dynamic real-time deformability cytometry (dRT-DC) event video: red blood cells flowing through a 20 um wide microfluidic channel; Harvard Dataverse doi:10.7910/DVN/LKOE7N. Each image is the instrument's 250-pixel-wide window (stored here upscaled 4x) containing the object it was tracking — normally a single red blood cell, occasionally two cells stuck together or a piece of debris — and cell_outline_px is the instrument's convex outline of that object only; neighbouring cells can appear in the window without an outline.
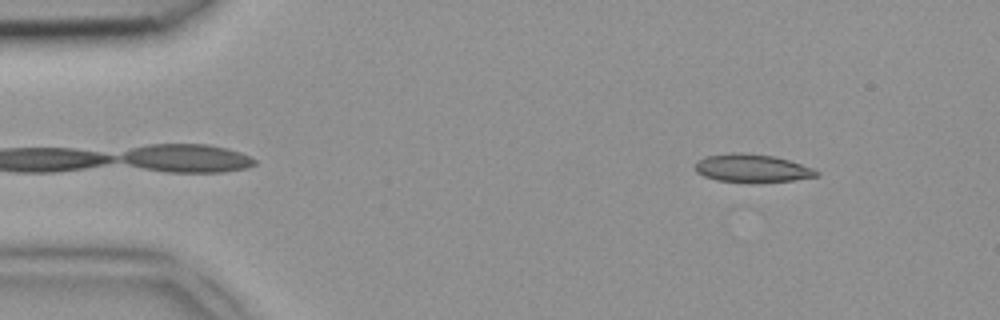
{"species": "common noctule bat (a hibernating species)", "species_latin": "Nyctalus noctula", "temperature_condition": "room temperature", "stored_images_in_passage": 45, "camera_frame_rate_fps": 3000, "um_per_image_px": 0.085, "animal": {"sex": "female", "body_mass_g": 18.4}, "frame": {"image": 1, "passage_image": 4, "time_ms": 1.0, "image_size_px": [1000, 320], "cell_outline_px": [[820, 176], [792, 180], [716, 180], [704, 176], [696, 172], [696, 164], [704, 156], [728, 152], [740, 152], [772, 156], [788, 160], [812, 168], [820, 172]], "centroid_in_image_um": [63.91, 14.25], "position_along_channel_um": 21.1, "area_um2": 19.07}}
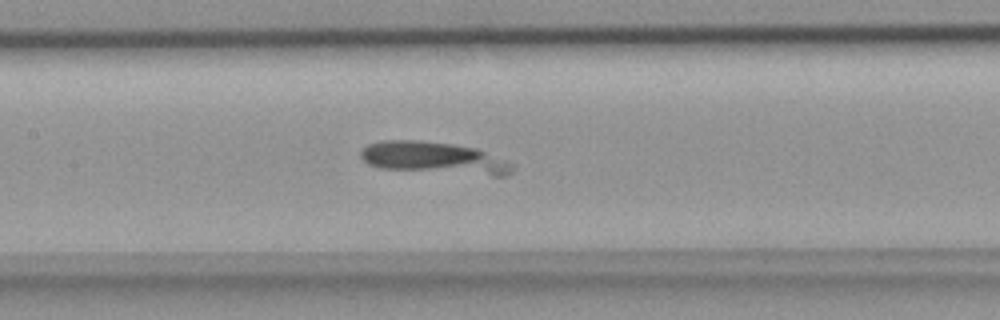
{"frame": {"image": 2, "passage_image": 20, "time_ms": 6.333, "image_size_px": [1000, 320], "cell_outline_px": [[516, 168], [508, 176], [492, 176], [380, 168], [368, 164], [360, 156], [360, 148], [368, 144], [384, 140], [420, 140], [452, 144], [476, 148], [512, 164]], "centroid_in_image_um": [36.88, 13.43], "position_along_channel_um": 170.5, "area_um2": 28.32}}
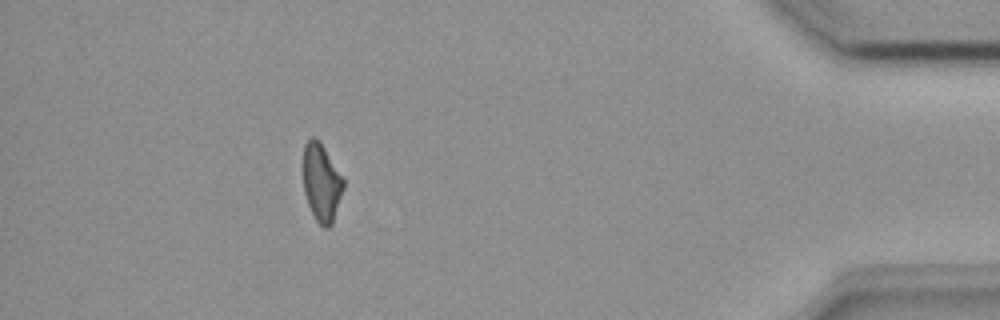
{"frame": {"image": 3, "passage_image": 40, "time_ms": 13.0, "image_size_px": [1000, 320], "cell_outline_px": [[344, 188], [332, 224], [328, 228], [324, 228], [316, 220], [308, 204], [304, 192], [304, 144], [312, 136], [316, 136], [320, 140], [344, 180]], "centroid_in_image_um": [27.33, 15.5], "position_along_channel_um": 407.9, "area_um2": 18.15}}